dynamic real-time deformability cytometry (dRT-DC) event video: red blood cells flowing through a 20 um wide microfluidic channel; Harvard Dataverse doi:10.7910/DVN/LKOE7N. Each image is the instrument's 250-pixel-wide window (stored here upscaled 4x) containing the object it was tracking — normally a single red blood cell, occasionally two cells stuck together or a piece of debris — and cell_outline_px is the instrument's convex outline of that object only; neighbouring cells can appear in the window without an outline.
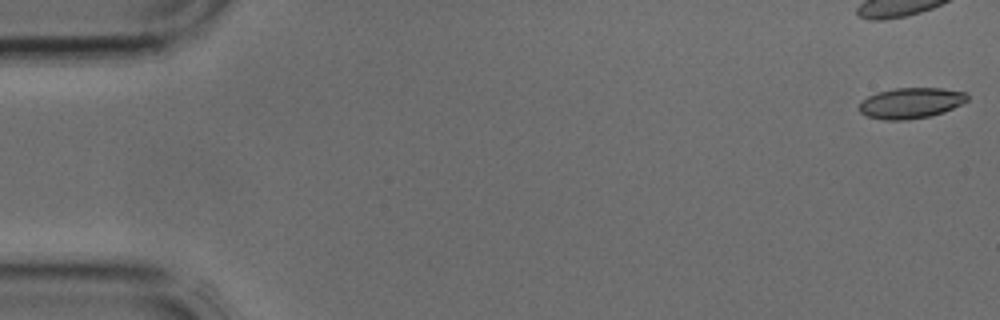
{"species": "common noctule bat (a hibernating species)", "species_latin": "Nyctalus noctula", "temperature_condition": "cold", "stored_images_in_passage": 4, "camera_frame_rate_fps": 3000, "um_per_image_px": 0.085, "animal": {"sex": "male", "body_mass_g": 17.9, "forearm_length_mm": 54.2}, "frame": {"image": 1, "passage_image": 4, "time_ms": 1.0, "image_size_px": [1000, 320], "cell_outline_px": [[968, 100], [944, 112], [928, 116], [908, 120], [884, 120], [868, 116], [860, 112], [860, 100], [876, 92], [896, 88], [944, 88], [968, 92]], "centroid_in_image_um": [77.43, 8.74], "position_along_channel_um": 7.6, "area_um2": 19.42}}